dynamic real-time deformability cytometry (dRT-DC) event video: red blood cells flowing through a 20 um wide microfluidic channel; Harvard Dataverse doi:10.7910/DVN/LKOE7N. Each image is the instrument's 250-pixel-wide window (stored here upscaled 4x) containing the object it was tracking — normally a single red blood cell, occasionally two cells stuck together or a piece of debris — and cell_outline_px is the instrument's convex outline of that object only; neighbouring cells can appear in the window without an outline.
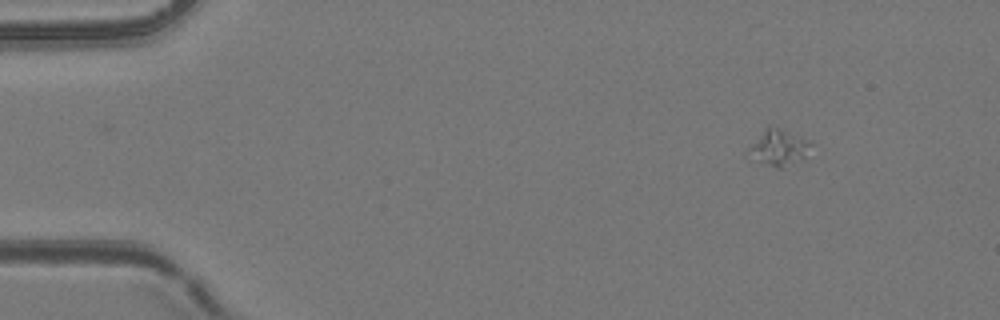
{"species": "common noctule bat (a hibernating species)", "species_latin": "Nyctalus noctula", "temperature_condition": "room temperature", "stored_images_in_passage": 24, "camera_frame_rate_fps": 3000, "um_per_image_px": 0.085, "animal": {"sex": "female", "body_mass_g": 24.6, "forearm_length_mm": 56.2}, "frame": {"image": 1, "passage_image": 1, "time_ms": 0.0, "image_size_px": [1000, 320], "cell_outline_px": [[816, 144], [804, 156], [780, 168], [756, 160], [744, 152], [764, 128], [768, 124], [780, 128], [808, 140]], "centroid_in_image_um": [66.16, 12.49], "position_along_channel_um": 18.8, "area_um2": 12.95}}
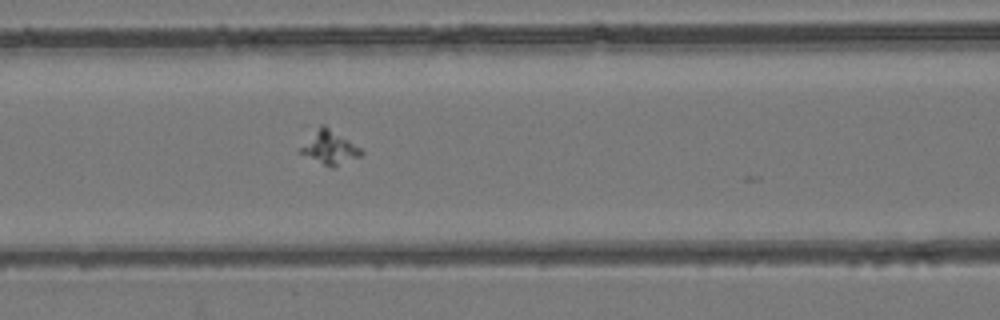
{"frame": {"image": 2, "passage_image": 18, "time_ms": 5.667, "image_size_px": [1000, 320], "cell_outline_px": [[364, 152], [360, 156], [336, 168], [332, 168], [300, 152], [300, 148], [320, 124], [324, 124], [360, 148]], "centroid_in_image_um": [28.06, 12.55], "position_along_channel_um": 138.5, "area_um2": 11.44}}
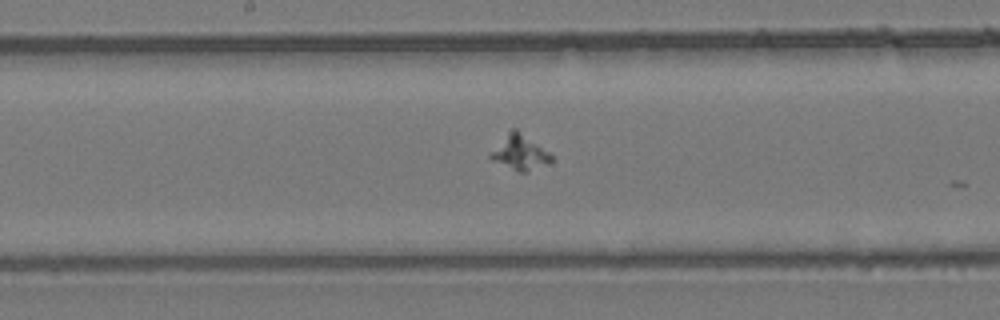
{"frame": {"image": 3, "passage_image": 23, "time_ms": 7.333, "image_size_px": [1000, 320], "cell_outline_px": [[552, 160], [528, 172], [520, 172], [492, 160], [488, 156], [488, 152], [512, 128], [516, 128], [548, 152], [552, 156]], "centroid_in_image_um": [44.12, 12.95], "position_along_channel_um": 204.1, "area_um2": 12.08}}